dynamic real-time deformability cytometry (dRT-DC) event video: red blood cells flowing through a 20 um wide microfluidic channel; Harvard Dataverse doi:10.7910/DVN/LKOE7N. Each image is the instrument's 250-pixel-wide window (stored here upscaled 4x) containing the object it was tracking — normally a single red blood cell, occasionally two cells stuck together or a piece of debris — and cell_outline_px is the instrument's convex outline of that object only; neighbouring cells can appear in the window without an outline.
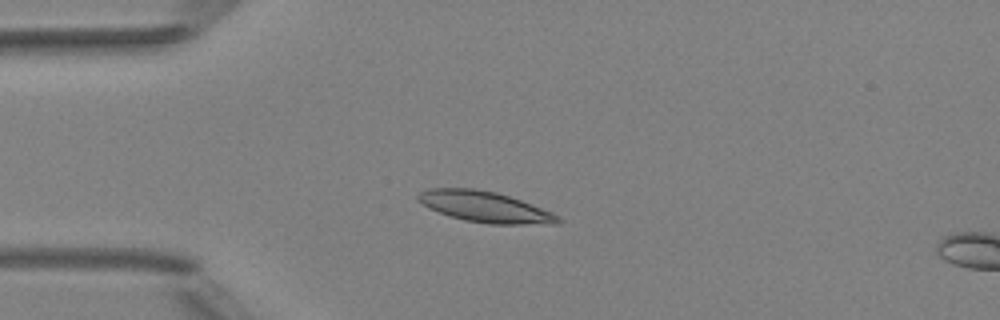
{"species": "Egyptian fruit bat (a non-hibernating species)", "species_latin": "Rousettus aegyptiacus", "temperature_condition": "room temperature", "stored_images_in_passage": 7, "camera_frame_rate_fps": 3000, "um_per_image_px": 0.085, "animal": {"sex": "female"}, "frame": {"image": 1, "passage_image": 3, "time_ms": 2.333, "image_size_px": [1000, 320], "cell_outline_px": [[564, 220], [560, 224], [488, 224], [464, 220], [448, 216], [428, 208], [416, 200], [416, 196], [420, 192], [428, 188], [476, 188], [496, 192], [520, 200], [552, 212], [560, 216]], "centroid_in_image_um": [41.21, 17.59], "position_along_channel_um": 43.8, "area_um2": 25.43}}
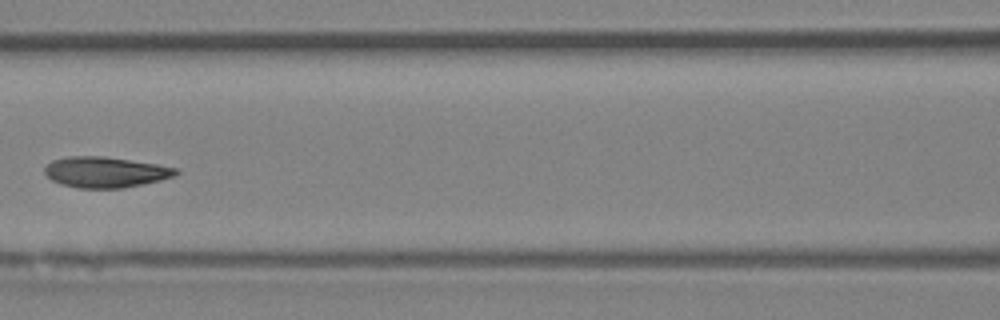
{"frame": {"image": 2, "passage_image": 6, "time_ms": 5.667, "image_size_px": [1000, 320], "cell_outline_px": [[180, 172], [176, 176], [144, 184], [124, 188], [76, 188], [60, 184], [52, 180], [44, 172], [44, 168], [52, 160], [68, 156], [104, 156], [156, 164], [180, 168]], "centroid_in_image_um": [8.99, 14.63], "position_along_channel_um": 157.6, "area_um2": 23.7}}
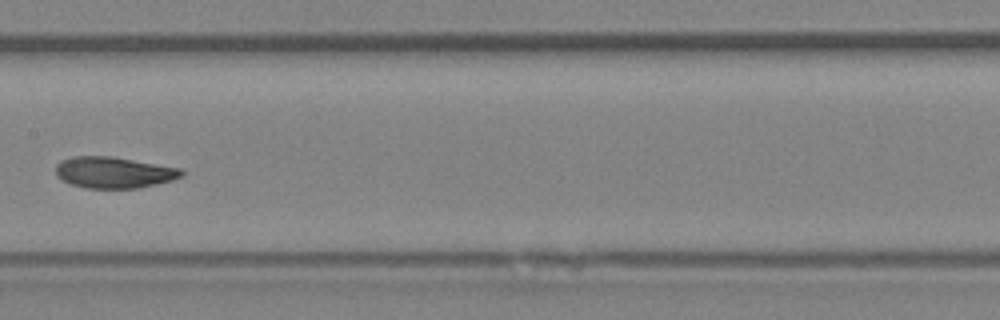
{"frame": {"image": 3, "passage_image": 7, "time_ms": 6.667, "image_size_px": [1000, 320], "cell_outline_px": [[184, 172], [180, 176], [172, 180], [140, 188], [88, 188], [72, 184], [56, 176], [56, 164], [60, 160], [72, 156], [112, 156], [184, 168]], "centroid_in_image_um": [9.69, 14.64], "position_along_channel_um": 197.7, "area_um2": 23.06}}